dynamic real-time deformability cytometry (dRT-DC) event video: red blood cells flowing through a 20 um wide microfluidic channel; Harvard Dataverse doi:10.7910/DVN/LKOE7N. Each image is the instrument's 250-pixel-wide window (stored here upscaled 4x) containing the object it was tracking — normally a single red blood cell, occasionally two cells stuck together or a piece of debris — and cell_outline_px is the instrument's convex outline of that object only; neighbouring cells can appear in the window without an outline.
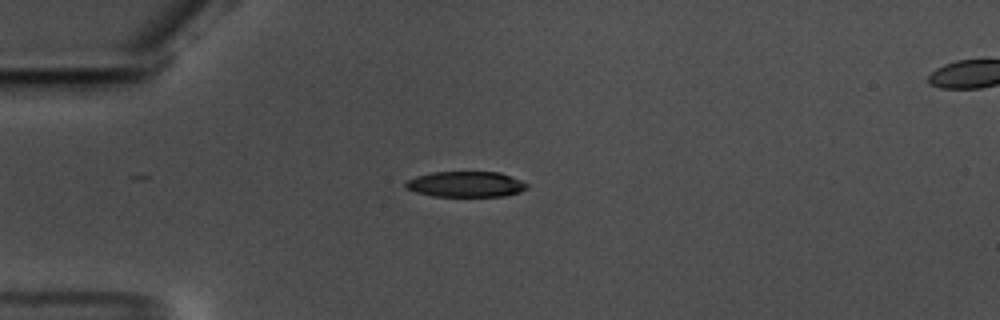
{"species": "common noctule bat (a hibernating species)", "species_latin": "Nyctalus noctula", "temperature_condition": "warm", "stored_images_in_passage": 37, "camera_frame_rate_fps": 3000, "um_per_image_px": 0.085, "animal": {"sex": "male", "body_mass_g": 17.5, "forearm_length_mm": 52.3}, "frame": {"image": 1, "passage_image": 1, "time_ms": 0.0, "image_size_px": [1000, 320], "cell_outline_px": [[528, 184], [520, 192], [504, 196], [432, 196], [416, 192], [404, 188], [404, 184], [408, 180], [416, 176], [432, 172], [500, 172], [520, 180]], "centroid_in_image_um": [39.55, 15.66], "position_along_channel_um": 45.5, "area_um2": 18.03}}
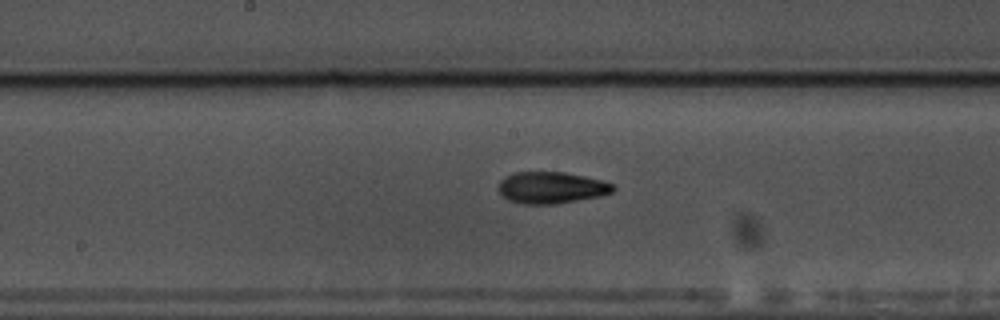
{"frame": {"image": 2, "passage_image": 16, "time_ms": 5.0, "image_size_px": [1000, 320], "cell_outline_px": [[616, 188], [612, 192], [600, 196], [556, 204], [524, 204], [508, 200], [496, 188], [500, 180], [504, 176], [516, 172], [564, 172], [604, 180], [616, 184]], "centroid_in_image_um": [46.88, 15.94], "position_along_channel_um": 201.3, "area_um2": 21.39}}
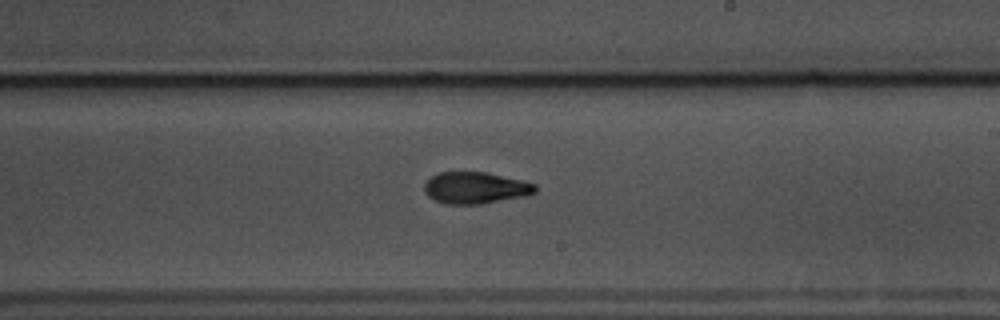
{"frame": {"image": 3, "passage_image": 20, "time_ms": 6.333, "image_size_px": [1000, 320], "cell_outline_px": [[536, 192], [524, 196], [480, 204], [444, 204], [428, 196], [424, 192], [424, 184], [432, 176], [440, 172], [484, 172], [524, 180], [536, 184]], "centroid_in_image_um": [40.41, 15.96], "position_along_channel_um": 248.6, "area_um2": 20.4}, "authors_computed_cell_mechanics": {"area_um2": 20.0566, "velocity_mm_per_s": 3.5631, "shape_relaxation_time_tau1_ms": 3.5014, "shape_relaxation_time_tau2_ms": 2.3773, "deformation_change_tau1": 0.1701, "deformation_change_tau2": 0.0985}}